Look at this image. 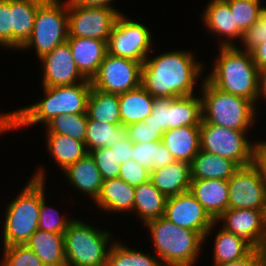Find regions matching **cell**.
Instances as JSON below:
<instances>
[{
  "instance_id": "obj_31",
  "label": "cell",
  "mask_w": 266,
  "mask_h": 266,
  "mask_svg": "<svg viewBox=\"0 0 266 266\" xmlns=\"http://www.w3.org/2000/svg\"><path fill=\"white\" fill-rule=\"evenodd\" d=\"M127 138L126 128L120 124L99 122L88 118L85 144L88 152L101 147H112Z\"/></svg>"
},
{
  "instance_id": "obj_11",
  "label": "cell",
  "mask_w": 266,
  "mask_h": 266,
  "mask_svg": "<svg viewBox=\"0 0 266 266\" xmlns=\"http://www.w3.org/2000/svg\"><path fill=\"white\" fill-rule=\"evenodd\" d=\"M68 37L108 41L121 14L111 8L83 7L67 0Z\"/></svg>"
},
{
  "instance_id": "obj_41",
  "label": "cell",
  "mask_w": 266,
  "mask_h": 266,
  "mask_svg": "<svg viewBox=\"0 0 266 266\" xmlns=\"http://www.w3.org/2000/svg\"><path fill=\"white\" fill-rule=\"evenodd\" d=\"M173 99L169 97H155L152 113L143 122L146 125L162 129L164 132L172 129L171 101Z\"/></svg>"
},
{
  "instance_id": "obj_5",
  "label": "cell",
  "mask_w": 266,
  "mask_h": 266,
  "mask_svg": "<svg viewBox=\"0 0 266 266\" xmlns=\"http://www.w3.org/2000/svg\"><path fill=\"white\" fill-rule=\"evenodd\" d=\"M202 120L229 129L247 131L255 121V104L243 97L224 92L202 80Z\"/></svg>"
},
{
  "instance_id": "obj_12",
  "label": "cell",
  "mask_w": 266,
  "mask_h": 266,
  "mask_svg": "<svg viewBox=\"0 0 266 266\" xmlns=\"http://www.w3.org/2000/svg\"><path fill=\"white\" fill-rule=\"evenodd\" d=\"M141 68L139 61L107 53L91 79L92 87L114 94L133 90L141 85Z\"/></svg>"
},
{
  "instance_id": "obj_19",
  "label": "cell",
  "mask_w": 266,
  "mask_h": 266,
  "mask_svg": "<svg viewBox=\"0 0 266 266\" xmlns=\"http://www.w3.org/2000/svg\"><path fill=\"white\" fill-rule=\"evenodd\" d=\"M190 192L214 221L229 209V189L226 180H191Z\"/></svg>"
},
{
  "instance_id": "obj_44",
  "label": "cell",
  "mask_w": 266,
  "mask_h": 266,
  "mask_svg": "<svg viewBox=\"0 0 266 266\" xmlns=\"http://www.w3.org/2000/svg\"><path fill=\"white\" fill-rule=\"evenodd\" d=\"M266 40V8L260 19L256 21L248 30L243 33L241 44L244 45V51L250 52L257 45Z\"/></svg>"
},
{
  "instance_id": "obj_27",
  "label": "cell",
  "mask_w": 266,
  "mask_h": 266,
  "mask_svg": "<svg viewBox=\"0 0 266 266\" xmlns=\"http://www.w3.org/2000/svg\"><path fill=\"white\" fill-rule=\"evenodd\" d=\"M154 97L141 85L133 90L119 94L121 124L143 122L151 113Z\"/></svg>"
},
{
  "instance_id": "obj_35",
  "label": "cell",
  "mask_w": 266,
  "mask_h": 266,
  "mask_svg": "<svg viewBox=\"0 0 266 266\" xmlns=\"http://www.w3.org/2000/svg\"><path fill=\"white\" fill-rule=\"evenodd\" d=\"M157 255L136 251L124 243L113 242L109 250L105 266H163Z\"/></svg>"
},
{
  "instance_id": "obj_51",
  "label": "cell",
  "mask_w": 266,
  "mask_h": 266,
  "mask_svg": "<svg viewBox=\"0 0 266 266\" xmlns=\"http://www.w3.org/2000/svg\"><path fill=\"white\" fill-rule=\"evenodd\" d=\"M15 129L14 111L0 115V135Z\"/></svg>"
},
{
  "instance_id": "obj_52",
  "label": "cell",
  "mask_w": 266,
  "mask_h": 266,
  "mask_svg": "<svg viewBox=\"0 0 266 266\" xmlns=\"http://www.w3.org/2000/svg\"><path fill=\"white\" fill-rule=\"evenodd\" d=\"M260 97L266 99V67L258 68V100Z\"/></svg>"
},
{
  "instance_id": "obj_4",
  "label": "cell",
  "mask_w": 266,
  "mask_h": 266,
  "mask_svg": "<svg viewBox=\"0 0 266 266\" xmlns=\"http://www.w3.org/2000/svg\"><path fill=\"white\" fill-rule=\"evenodd\" d=\"M149 229L154 249L163 266H193L204 245V237L179 227L164 216L144 224Z\"/></svg>"
},
{
  "instance_id": "obj_18",
  "label": "cell",
  "mask_w": 266,
  "mask_h": 266,
  "mask_svg": "<svg viewBox=\"0 0 266 266\" xmlns=\"http://www.w3.org/2000/svg\"><path fill=\"white\" fill-rule=\"evenodd\" d=\"M107 42L94 38L68 37L75 64L80 73L91 80L98 72L100 63L108 53Z\"/></svg>"
},
{
  "instance_id": "obj_30",
  "label": "cell",
  "mask_w": 266,
  "mask_h": 266,
  "mask_svg": "<svg viewBox=\"0 0 266 266\" xmlns=\"http://www.w3.org/2000/svg\"><path fill=\"white\" fill-rule=\"evenodd\" d=\"M87 115L90 120L120 125L119 94L92 87L87 102Z\"/></svg>"
},
{
  "instance_id": "obj_50",
  "label": "cell",
  "mask_w": 266,
  "mask_h": 266,
  "mask_svg": "<svg viewBox=\"0 0 266 266\" xmlns=\"http://www.w3.org/2000/svg\"><path fill=\"white\" fill-rule=\"evenodd\" d=\"M72 3L76 5H80L83 7H103V8H111L114 9L115 11H118L115 9L112 3L114 2L113 0H70Z\"/></svg>"
},
{
  "instance_id": "obj_13",
  "label": "cell",
  "mask_w": 266,
  "mask_h": 266,
  "mask_svg": "<svg viewBox=\"0 0 266 266\" xmlns=\"http://www.w3.org/2000/svg\"><path fill=\"white\" fill-rule=\"evenodd\" d=\"M227 182L229 209H256L266 212L265 186L254 163L240 167Z\"/></svg>"
},
{
  "instance_id": "obj_36",
  "label": "cell",
  "mask_w": 266,
  "mask_h": 266,
  "mask_svg": "<svg viewBox=\"0 0 266 266\" xmlns=\"http://www.w3.org/2000/svg\"><path fill=\"white\" fill-rule=\"evenodd\" d=\"M34 172L35 175H32L33 179L40 180L41 179V205L39 209V229L44 230L46 232H54L64 234L69 224L73 221V219H69L60 216L59 210L50 207L46 204L45 198V171L43 168H38Z\"/></svg>"
},
{
  "instance_id": "obj_47",
  "label": "cell",
  "mask_w": 266,
  "mask_h": 266,
  "mask_svg": "<svg viewBox=\"0 0 266 266\" xmlns=\"http://www.w3.org/2000/svg\"><path fill=\"white\" fill-rule=\"evenodd\" d=\"M112 148L115 150V156L117 161H120V164L132 159L133 142L128 137L114 144Z\"/></svg>"
},
{
  "instance_id": "obj_1",
  "label": "cell",
  "mask_w": 266,
  "mask_h": 266,
  "mask_svg": "<svg viewBox=\"0 0 266 266\" xmlns=\"http://www.w3.org/2000/svg\"><path fill=\"white\" fill-rule=\"evenodd\" d=\"M203 69L202 62L195 61L189 51L147 56L141 68V86L154 98L191 96Z\"/></svg>"
},
{
  "instance_id": "obj_21",
  "label": "cell",
  "mask_w": 266,
  "mask_h": 266,
  "mask_svg": "<svg viewBox=\"0 0 266 266\" xmlns=\"http://www.w3.org/2000/svg\"><path fill=\"white\" fill-rule=\"evenodd\" d=\"M64 174L75 189L88 194L95 201L104 182L94 158L88 153L74 164L69 165Z\"/></svg>"
},
{
  "instance_id": "obj_24",
  "label": "cell",
  "mask_w": 266,
  "mask_h": 266,
  "mask_svg": "<svg viewBox=\"0 0 266 266\" xmlns=\"http://www.w3.org/2000/svg\"><path fill=\"white\" fill-rule=\"evenodd\" d=\"M240 167L227 158L200 151L190 163L191 179H220L228 181Z\"/></svg>"
},
{
  "instance_id": "obj_43",
  "label": "cell",
  "mask_w": 266,
  "mask_h": 266,
  "mask_svg": "<svg viewBox=\"0 0 266 266\" xmlns=\"http://www.w3.org/2000/svg\"><path fill=\"white\" fill-rule=\"evenodd\" d=\"M120 166L119 178L129 185L138 186L150 180V171L135 160H127Z\"/></svg>"
},
{
  "instance_id": "obj_37",
  "label": "cell",
  "mask_w": 266,
  "mask_h": 266,
  "mask_svg": "<svg viewBox=\"0 0 266 266\" xmlns=\"http://www.w3.org/2000/svg\"><path fill=\"white\" fill-rule=\"evenodd\" d=\"M87 113L58 115L45 126L47 134H63L85 143L87 131Z\"/></svg>"
},
{
  "instance_id": "obj_40",
  "label": "cell",
  "mask_w": 266,
  "mask_h": 266,
  "mask_svg": "<svg viewBox=\"0 0 266 266\" xmlns=\"http://www.w3.org/2000/svg\"><path fill=\"white\" fill-rule=\"evenodd\" d=\"M89 153L94 158L103 180L119 178L121 164L117 161L112 147L96 148Z\"/></svg>"
},
{
  "instance_id": "obj_38",
  "label": "cell",
  "mask_w": 266,
  "mask_h": 266,
  "mask_svg": "<svg viewBox=\"0 0 266 266\" xmlns=\"http://www.w3.org/2000/svg\"><path fill=\"white\" fill-rule=\"evenodd\" d=\"M235 19V25L244 33L258 21L266 8L261 0H225Z\"/></svg>"
},
{
  "instance_id": "obj_7",
  "label": "cell",
  "mask_w": 266,
  "mask_h": 266,
  "mask_svg": "<svg viewBox=\"0 0 266 266\" xmlns=\"http://www.w3.org/2000/svg\"><path fill=\"white\" fill-rule=\"evenodd\" d=\"M112 235L73 219L64 232L67 266H105Z\"/></svg>"
},
{
  "instance_id": "obj_33",
  "label": "cell",
  "mask_w": 266,
  "mask_h": 266,
  "mask_svg": "<svg viewBox=\"0 0 266 266\" xmlns=\"http://www.w3.org/2000/svg\"><path fill=\"white\" fill-rule=\"evenodd\" d=\"M172 129L183 126H200L202 99L194 95L174 98L171 101Z\"/></svg>"
},
{
  "instance_id": "obj_22",
  "label": "cell",
  "mask_w": 266,
  "mask_h": 266,
  "mask_svg": "<svg viewBox=\"0 0 266 266\" xmlns=\"http://www.w3.org/2000/svg\"><path fill=\"white\" fill-rule=\"evenodd\" d=\"M135 186L121 178L104 180L100 193L94 203L104 211L133 212Z\"/></svg>"
},
{
  "instance_id": "obj_6",
  "label": "cell",
  "mask_w": 266,
  "mask_h": 266,
  "mask_svg": "<svg viewBox=\"0 0 266 266\" xmlns=\"http://www.w3.org/2000/svg\"><path fill=\"white\" fill-rule=\"evenodd\" d=\"M41 179L30 178L18 196L6 207L3 247L24 245L39 229Z\"/></svg>"
},
{
  "instance_id": "obj_39",
  "label": "cell",
  "mask_w": 266,
  "mask_h": 266,
  "mask_svg": "<svg viewBox=\"0 0 266 266\" xmlns=\"http://www.w3.org/2000/svg\"><path fill=\"white\" fill-rule=\"evenodd\" d=\"M0 266H45L42 260L25 244L3 248Z\"/></svg>"
},
{
  "instance_id": "obj_28",
  "label": "cell",
  "mask_w": 266,
  "mask_h": 266,
  "mask_svg": "<svg viewBox=\"0 0 266 266\" xmlns=\"http://www.w3.org/2000/svg\"><path fill=\"white\" fill-rule=\"evenodd\" d=\"M167 197L149 180L135 186L133 211L137 212L143 224L164 216Z\"/></svg>"
},
{
  "instance_id": "obj_16",
  "label": "cell",
  "mask_w": 266,
  "mask_h": 266,
  "mask_svg": "<svg viewBox=\"0 0 266 266\" xmlns=\"http://www.w3.org/2000/svg\"><path fill=\"white\" fill-rule=\"evenodd\" d=\"M40 61L44 87L73 85L87 80L78 70L67 42L42 56Z\"/></svg>"
},
{
  "instance_id": "obj_26",
  "label": "cell",
  "mask_w": 266,
  "mask_h": 266,
  "mask_svg": "<svg viewBox=\"0 0 266 266\" xmlns=\"http://www.w3.org/2000/svg\"><path fill=\"white\" fill-rule=\"evenodd\" d=\"M45 0H11L12 49H20L31 37L38 7Z\"/></svg>"
},
{
  "instance_id": "obj_10",
  "label": "cell",
  "mask_w": 266,
  "mask_h": 266,
  "mask_svg": "<svg viewBox=\"0 0 266 266\" xmlns=\"http://www.w3.org/2000/svg\"><path fill=\"white\" fill-rule=\"evenodd\" d=\"M150 32L143 24L128 19L121 13L107 42L108 53L143 64L150 51L153 50Z\"/></svg>"
},
{
  "instance_id": "obj_15",
  "label": "cell",
  "mask_w": 266,
  "mask_h": 266,
  "mask_svg": "<svg viewBox=\"0 0 266 266\" xmlns=\"http://www.w3.org/2000/svg\"><path fill=\"white\" fill-rule=\"evenodd\" d=\"M254 250L265 251V213L256 209H227L216 220Z\"/></svg>"
},
{
  "instance_id": "obj_42",
  "label": "cell",
  "mask_w": 266,
  "mask_h": 266,
  "mask_svg": "<svg viewBox=\"0 0 266 266\" xmlns=\"http://www.w3.org/2000/svg\"><path fill=\"white\" fill-rule=\"evenodd\" d=\"M126 128L127 137L133 143H148L153 141H162V136L164 131L153 127L151 125H146L144 122H138L128 125Z\"/></svg>"
},
{
  "instance_id": "obj_25",
  "label": "cell",
  "mask_w": 266,
  "mask_h": 266,
  "mask_svg": "<svg viewBox=\"0 0 266 266\" xmlns=\"http://www.w3.org/2000/svg\"><path fill=\"white\" fill-rule=\"evenodd\" d=\"M45 266H67L64 234L38 229L25 243Z\"/></svg>"
},
{
  "instance_id": "obj_17",
  "label": "cell",
  "mask_w": 266,
  "mask_h": 266,
  "mask_svg": "<svg viewBox=\"0 0 266 266\" xmlns=\"http://www.w3.org/2000/svg\"><path fill=\"white\" fill-rule=\"evenodd\" d=\"M202 20L208 31L210 30L211 33H215L214 35L220 37L219 43L221 44L219 46H235L232 40L236 38L241 40L243 36V32L238 25H235L230 6L225 0H211L208 2Z\"/></svg>"
},
{
  "instance_id": "obj_48",
  "label": "cell",
  "mask_w": 266,
  "mask_h": 266,
  "mask_svg": "<svg viewBox=\"0 0 266 266\" xmlns=\"http://www.w3.org/2000/svg\"><path fill=\"white\" fill-rule=\"evenodd\" d=\"M253 163L259 169L266 192V141L260 143L255 151Z\"/></svg>"
},
{
  "instance_id": "obj_46",
  "label": "cell",
  "mask_w": 266,
  "mask_h": 266,
  "mask_svg": "<svg viewBox=\"0 0 266 266\" xmlns=\"http://www.w3.org/2000/svg\"><path fill=\"white\" fill-rule=\"evenodd\" d=\"M214 266H266V252L252 249L245 257L228 263L213 264Z\"/></svg>"
},
{
  "instance_id": "obj_3",
  "label": "cell",
  "mask_w": 266,
  "mask_h": 266,
  "mask_svg": "<svg viewBox=\"0 0 266 266\" xmlns=\"http://www.w3.org/2000/svg\"><path fill=\"white\" fill-rule=\"evenodd\" d=\"M220 53L205 79L216 88L257 104L258 68L251 52L235 46H220Z\"/></svg>"
},
{
  "instance_id": "obj_34",
  "label": "cell",
  "mask_w": 266,
  "mask_h": 266,
  "mask_svg": "<svg viewBox=\"0 0 266 266\" xmlns=\"http://www.w3.org/2000/svg\"><path fill=\"white\" fill-rule=\"evenodd\" d=\"M132 160L152 171L158 167H165L175 159L162 141L148 143H133Z\"/></svg>"
},
{
  "instance_id": "obj_23",
  "label": "cell",
  "mask_w": 266,
  "mask_h": 266,
  "mask_svg": "<svg viewBox=\"0 0 266 266\" xmlns=\"http://www.w3.org/2000/svg\"><path fill=\"white\" fill-rule=\"evenodd\" d=\"M162 143L176 161L191 163L200 151V126H183L169 129L162 136Z\"/></svg>"
},
{
  "instance_id": "obj_49",
  "label": "cell",
  "mask_w": 266,
  "mask_h": 266,
  "mask_svg": "<svg viewBox=\"0 0 266 266\" xmlns=\"http://www.w3.org/2000/svg\"><path fill=\"white\" fill-rule=\"evenodd\" d=\"M257 68L266 67V40L250 51Z\"/></svg>"
},
{
  "instance_id": "obj_9",
  "label": "cell",
  "mask_w": 266,
  "mask_h": 266,
  "mask_svg": "<svg viewBox=\"0 0 266 266\" xmlns=\"http://www.w3.org/2000/svg\"><path fill=\"white\" fill-rule=\"evenodd\" d=\"M246 131L229 129L201 121L200 149L234 161L239 167L253 164L255 151L263 141H248Z\"/></svg>"
},
{
  "instance_id": "obj_8",
  "label": "cell",
  "mask_w": 266,
  "mask_h": 266,
  "mask_svg": "<svg viewBox=\"0 0 266 266\" xmlns=\"http://www.w3.org/2000/svg\"><path fill=\"white\" fill-rule=\"evenodd\" d=\"M68 39L67 0H45L37 9L33 32L20 48L35 47L38 58L53 51Z\"/></svg>"
},
{
  "instance_id": "obj_20",
  "label": "cell",
  "mask_w": 266,
  "mask_h": 266,
  "mask_svg": "<svg viewBox=\"0 0 266 266\" xmlns=\"http://www.w3.org/2000/svg\"><path fill=\"white\" fill-rule=\"evenodd\" d=\"M191 180L190 164L183 161L150 171V181L167 198L190 191Z\"/></svg>"
},
{
  "instance_id": "obj_2",
  "label": "cell",
  "mask_w": 266,
  "mask_h": 266,
  "mask_svg": "<svg viewBox=\"0 0 266 266\" xmlns=\"http://www.w3.org/2000/svg\"><path fill=\"white\" fill-rule=\"evenodd\" d=\"M92 89L91 80L73 85L44 87V97L30 106L14 111L15 129L37 123L46 125L58 115L87 113V102Z\"/></svg>"
},
{
  "instance_id": "obj_29",
  "label": "cell",
  "mask_w": 266,
  "mask_h": 266,
  "mask_svg": "<svg viewBox=\"0 0 266 266\" xmlns=\"http://www.w3.org/2000/svg\"><path fill=\"white\" fill-rule=\"evenodd\" d=\"M47 150L54 158L55 163L64 171L89 152L86 144L63 134H47Z\"/></svg>"
},
{
  "instance_id": "obj_53",
  "label": "cell",
  "mask_w": 266,
  "mask_h": 266,
  "mask_svg": "<svg viewBox=\"0 0 266 266\" xmlns=\"http://www.w3.org/2000/svg\"><path fill=\"white\" fill-rule=\"evenodd\" d=\"M265 252H266V212H265Z\"/></svg>"
},
{
  "instance_id": "obj_14",
  "label": "cell",
  "mask_w": 266,
  "mask_h": 266,
  "mask_svg": "<svg viewBox=\"0 0 266 266\" xmlns=\"http://www.w3.org/2000/svg\"><path fill=\"white\" fill-rule=\"evenodd\" d=\"M164 217L179 227L200 233L204 239L217 224L190 191L167 198Z\"/></svg>"
},
{
  "instance_id": "obj_45",
  "label": "cell",
  "mask_w": 266,
  "mask_h": 266,
  "mask_svg": "<svg viewBox=\"0 0 266 266\" xmlns=\"http://www.w3.org/2000/svg\"><path fill=\"white\" fill-rule=\"evenodd\" d=\"M0 46L12 49L11 0H0Z\"/></svg>"
},
{
  "instance_id": "obj_32",
  "label": "cell",
  "mask_w": 266,
  "mask_h": 266,
  "mask_svg": "<svg viewBox=\"0 0 266 266\" xmlns=\"http://www.w3.org/2000/svg\"><path fill=\"white\" fill-rule=\"evenodd\" d=\"M214 264L228 263L245 257L252 248L235 234L221 229L214 240Z\"/></svg>"
}]
</instances>
